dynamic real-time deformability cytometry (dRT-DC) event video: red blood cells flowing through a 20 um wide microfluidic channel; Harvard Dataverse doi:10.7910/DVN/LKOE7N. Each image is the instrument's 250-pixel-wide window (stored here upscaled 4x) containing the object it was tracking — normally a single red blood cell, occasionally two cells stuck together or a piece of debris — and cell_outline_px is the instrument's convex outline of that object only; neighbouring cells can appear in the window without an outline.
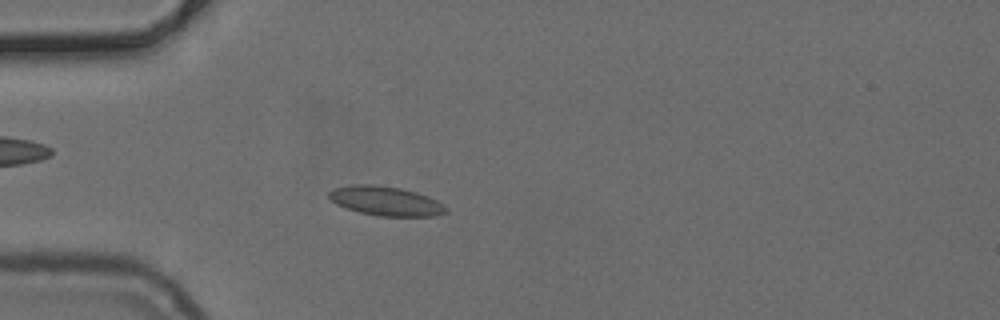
{"species": "common noctule bat (a hibernating species)", "species_latin": "Nyctalus noctula", "temperature_condition": "cold", "stored_images_in_passage": 51, "camera_frame_rate_fps": 3000, "um_per_image_px": 0.085, "animal": {"sex": "female", "body_mass_g": 24.6, "forearm_length_mm": 56.2}, "frame": {"image": 1, "passage_image": 14, "time_ms": 4.333, "image_size_px": [1000, 320], "cell_outline_px": [[448, 212], [436, 216], [380, 216], [360, 212], [336, 204], [328, 196], [328, 192], [336, 188], [352, 184], [372, 184], [400, 188], [416, 192], [428, 196], [444, 204], [448, 208]], "centroid_in_image_um": [32.83, 17.08], "position_along_channel_um": 52.2, "area_um2": 19.94}}
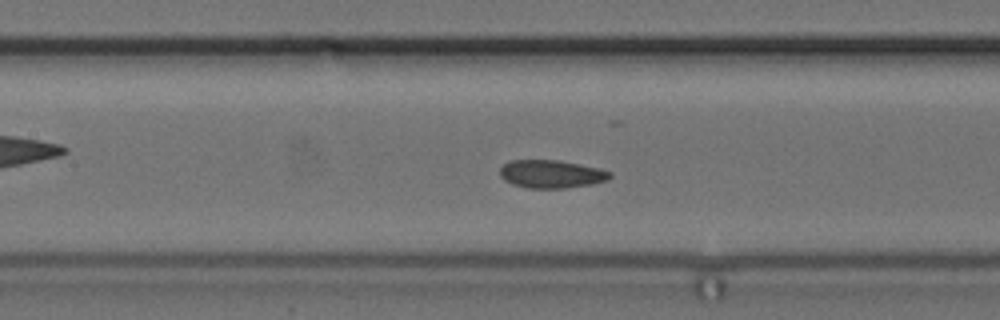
{"frame": {"image": 2, "passage_image": 23, "time_ms": 7.333, "image_size_px": [1000, 320], "cell_outline_px": [[612, 176], [608, 180], [592, 184], [564, 188], [528, 188], [512, 184], [504, 180], [500, 176], [500, 168], [508, 160], [560, 160], [600, 168], [612, 172]], "centroid_in_image_um": [46.87, 14.78], "position_along_channel_um": 160.5, "area_um2": 18.15}}
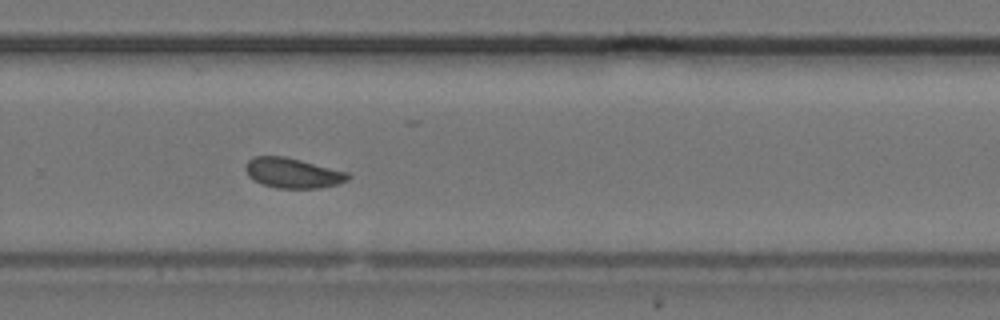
{"frame": {"image": 3, "passage_image": 34, "time_ms": 11.0, "image_size_px": [1000, 320], "cell_outline_px": [[352, 176], [348, 180], [336, 184], [320, 188], [276, 188], [260, 184], [252, 180], [248, 176], [244, 168], [244, 164], [252, 156], [284, 156], [348, 172]], "centroid_in_image_um": [24.83, 14.71], "position_along_channel_um": 305.0, "area_um2": 18.15}}